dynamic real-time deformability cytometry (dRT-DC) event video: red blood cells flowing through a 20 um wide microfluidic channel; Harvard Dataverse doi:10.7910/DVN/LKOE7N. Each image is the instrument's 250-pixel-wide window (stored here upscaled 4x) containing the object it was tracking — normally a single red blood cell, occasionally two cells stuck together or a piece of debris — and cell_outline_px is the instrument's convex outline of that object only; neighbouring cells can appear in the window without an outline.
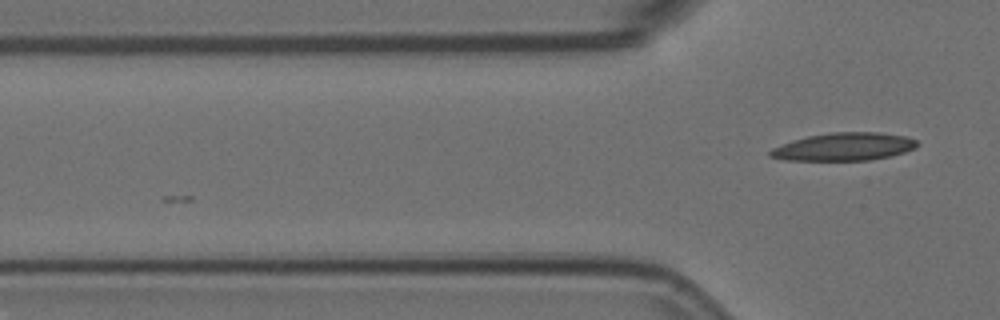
{"species": "Egyptian fruit bat (a non-hibernating species)", "species_latin": "Rousettus aegyptiacus", "temperature_condition": "room temperature", "stored_images_in_passage": 6, "camera_frame_rate_fps": 3000, "um_per_image_px": 0.085, "animal": {"sex": "female"}, "frame": {"image": 1, "passage_image": 6, "time_ms": 1.667, "image_size_px": [1000, 320], "cell_outline_px": [[920, 144], [916, 148], [904, 152], [888, 156], [868, 160], [784, 160], [768, 156], [768, 152], [772, 148], [792, 140], [808, 136], [832, 132], [880, 132], [908, 136], [916, 140]], "centroid_in_image_um": [71.75, 12.46], "position_along_channel_um": 54.0, "area_um2": 23.93}}